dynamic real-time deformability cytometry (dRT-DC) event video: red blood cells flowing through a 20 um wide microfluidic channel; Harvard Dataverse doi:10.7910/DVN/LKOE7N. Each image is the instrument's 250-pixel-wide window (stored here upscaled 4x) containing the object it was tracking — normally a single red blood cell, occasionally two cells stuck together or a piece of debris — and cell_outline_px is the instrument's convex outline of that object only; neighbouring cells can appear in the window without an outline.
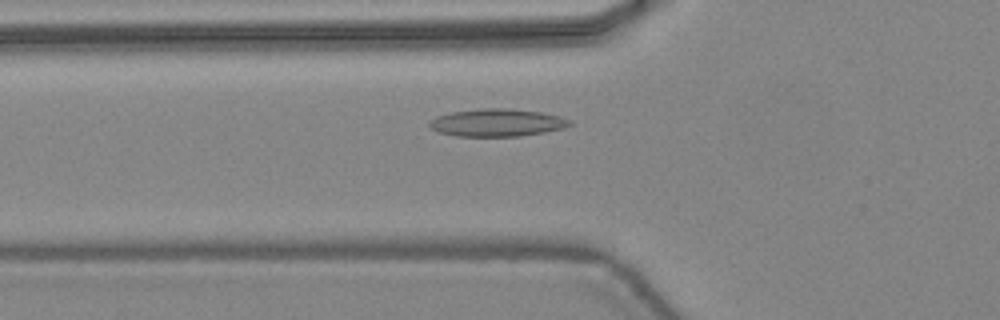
{"species": "common noctule bat (a hibernating species)", "species_latin": "Nyctalus noctula", "temperature_condition": "warm", "stored_images_in_passage": 42, "camera_frame_rate_fps": 3000, "um_per_image_px": 0.085, "animal": {"sex": "female", "body_mass_g": 24.6, "forearm_length_mm": 56.2}, "frame": {"image": 1, "passage_image": 13, "time_ms": 4.0, "image_size_px": [1000, 320], "cell_outline_px": [[572, 124], [564, 128], [544, 132], [520, 136], [456, 136], [440, 132], [432, 128], [428, 124], [436, 116], [452, 112], [480, 108], [508, 108], [540, 112], [560, 116], [572, 120]], "centroid_in_image_um": [42.28, 10.42], "position_along_channel_um": 83.5, "area_um2": 22.48}}
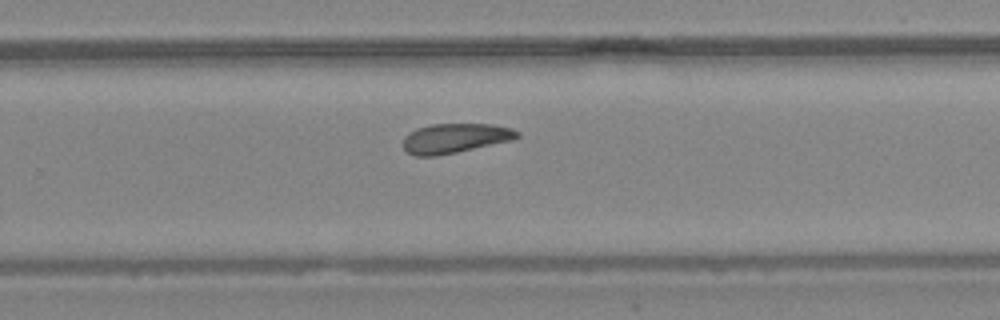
{"frame": {"image": 2, "passage_image": 27, "time_ms": 8.667, "image_size_px": [1000, 320], "cell_outline_px": [[520, 136], [516, 140], [436, 156], [416, 156], [408, 152], [404, 148], [404, 136], [408, 132], [416, 128], [432, 124], [492, 124], [512, 128], [520, 132]], "centroid_in_image_um": [38.72, 11.74], "position_along_channel_um": 291.1, "area_um2": 19.88}}
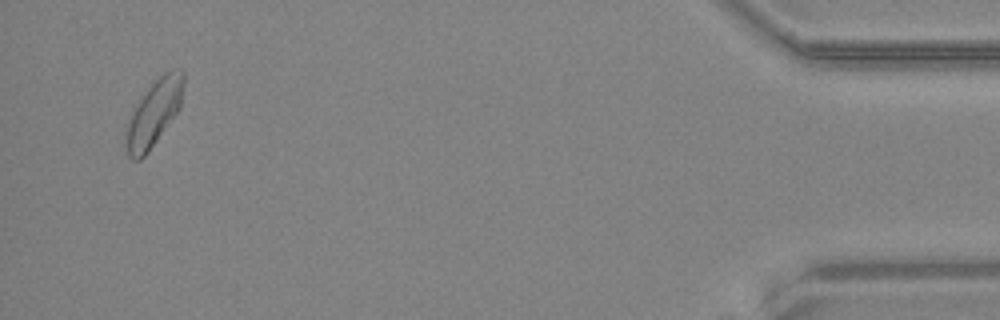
{"frame": {"image": 3, "passage_image": 41, "time_ms": 13.333, "image_size_px": [1000, 320], "cell_outline_px": [[184, 80], [180, 108], [148, 152], [140, 160], [132, 160], [128, 156], [124, 144], [124, 128], [132, 112], [148, 88], [164, 72], [180, 68], [184, 72]], "centroid_in_image_um": [13.05, 9.65], "position_along_channel_um": 422.1, "area_um2": 22.08}, "authors_computed_cell_mechanics": {"area_um2": 20.6057, "velocity_mm_per_s": 4.4512, "shape_relaxation_time_tau1_ms": 8.2759, "shape_relaxation_time_tau2_ms": 7.4726, "deformation_change_tau1": 0.1512, "deformation_change_tau2": 0.1374}}